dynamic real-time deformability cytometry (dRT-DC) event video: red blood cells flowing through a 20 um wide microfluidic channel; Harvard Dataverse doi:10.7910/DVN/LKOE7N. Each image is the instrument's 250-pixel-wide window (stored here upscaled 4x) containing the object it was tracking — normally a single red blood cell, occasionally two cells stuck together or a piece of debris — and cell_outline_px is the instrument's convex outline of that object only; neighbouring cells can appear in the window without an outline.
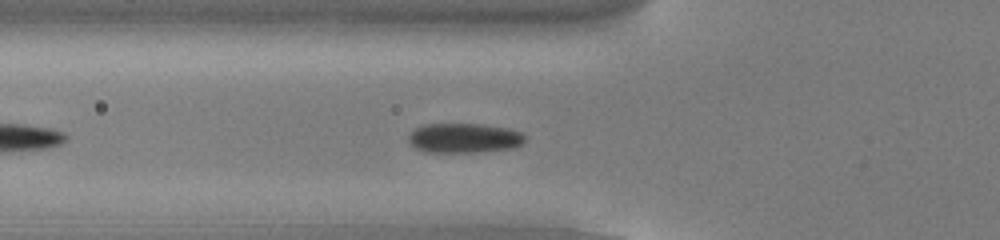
{"species": "common noctule bat (a hibernating species)", "species_latin": "Nyctalus noctula", "temperature_condition": "cold", "stored_images_in_passage": 28, "camera_frame_rate_fps": 3000, "um_per_image_px": 0.085, "animal": {"sex": "male", "body_mass_g": 13.0, "forearm_length_mm": 53.1}, "frame": {"image": 1, "passage_image": 8, "time_ms": 2.333, "image_size_px": [1000, 240], "cell_outline_px": [[528, 136], [524, 144], [512, 148], [476, 152], [424, 152], [416, 148], [408, 140], [408, 136], [416, 128], [424, 124], [480, 124], [508, 128], [520, 132]], "centroid_in_image_um": [39.49, 11.73], "position_along_channel_um": 86.3, "area_um2": 20.23}}
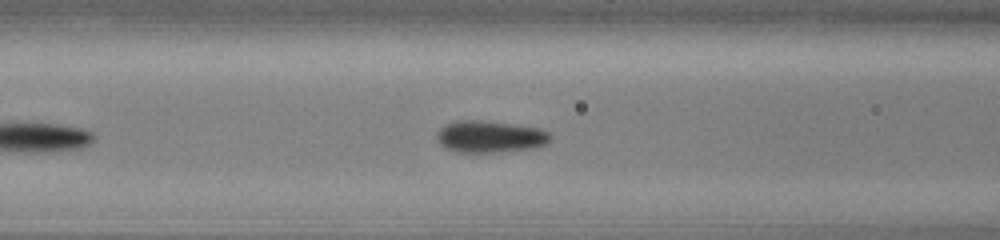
{"frame": {"image": 2, "passage_image": 11, "time_ms": 3.333, "image_size_px": [1000, 240], "cell_outline_px": [[552, 140], [536, 148], [496, 152], [456, 152], [444, 148], [436, 140], [436, 132], [440, 128], [456, 120], [480, 120], [512, 124], [540, 128], [548, 132], [552, 136]], "centroid_in_image_um": [41.64, 11.62], "position_along_channel_um": 125.0, "area_um2": 21.27}}
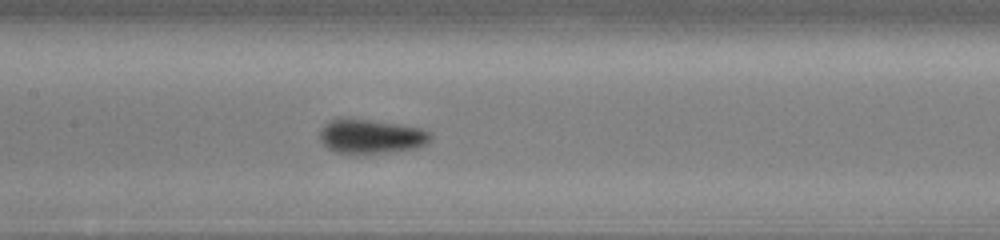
{"frame": {"image": 3, "passage_image": 15, "time_ms": 4.667, "image_size_px": [1000, 240], "cell_outline_px": [[432, 140], [416, 148], [360, 156], [356, 156], [336, 152], [328, 148], [320, 140], [320, 128], [328, 120], [340, 116], [348, 116], [420, 128], [428, 132], [432, 136]], "centroid_in_image_um": [31.45, 11.59], "position_along_channel_um": 176.0, "area_um2": 22.95}}